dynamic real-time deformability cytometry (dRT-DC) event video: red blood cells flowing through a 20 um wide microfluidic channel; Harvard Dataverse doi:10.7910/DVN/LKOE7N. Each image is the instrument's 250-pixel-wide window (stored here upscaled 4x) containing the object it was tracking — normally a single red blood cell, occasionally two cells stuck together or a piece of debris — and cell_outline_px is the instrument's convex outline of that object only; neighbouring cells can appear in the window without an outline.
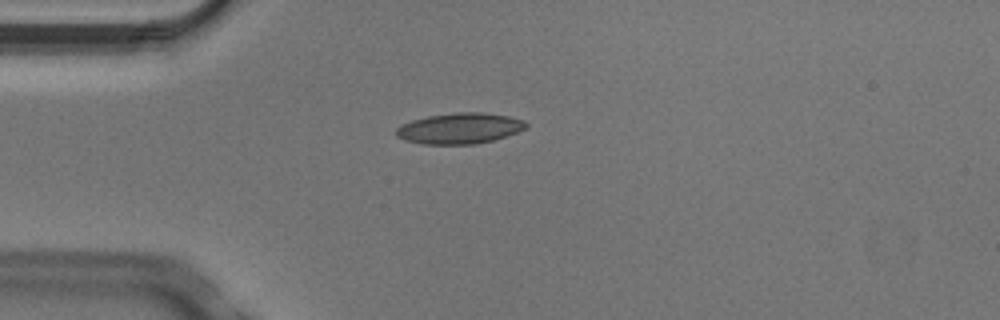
{"species": "Egyptian fruit bat (a non-hibernating species)", "species_latin": "Rousettus aegyptiacus", "temperature_condition": "cold", "stored_images_in_passage": 2, "camera_frame_rate_fps": 3000, "um_per_image_px": 0.085, "animal": {"sex": "male"}, "frame": {"image": 1, "passage_image": 1, "time_ms": 0.0, "image_size_px": [1000, 320], "cell_outline_px": [[528, 128], [492, 140], [476, 144], [424, 144], [404, 140], [396, 136], [396, 128], [412, 120], [428, 116], [456, 112], [480, 112], [508, 116], [524, 120], [528, 124]], "centroid_in_image_um": [39.07, 10.91], "position_along_channel_um": 45.9, "area_um2": 23.18}}